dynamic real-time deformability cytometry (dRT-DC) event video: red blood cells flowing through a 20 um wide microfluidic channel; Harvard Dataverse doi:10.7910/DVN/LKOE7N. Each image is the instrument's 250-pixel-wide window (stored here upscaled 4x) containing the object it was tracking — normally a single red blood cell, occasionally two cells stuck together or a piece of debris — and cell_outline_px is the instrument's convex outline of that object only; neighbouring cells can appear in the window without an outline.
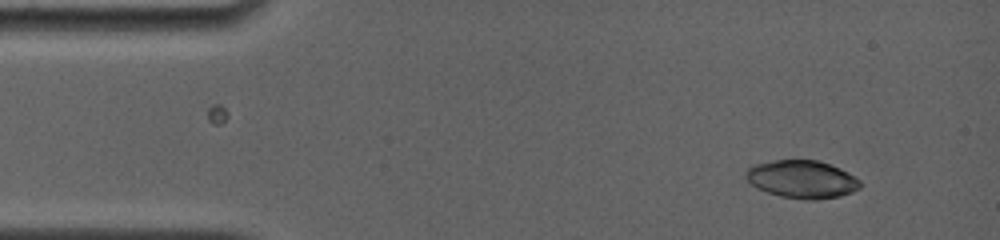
{"species": "common noctule bat (a hibernating species)", "species_latin": "Nyctalus noctula", "temperature_condition": "room temperature", "stored_images_in_passage": 5, "camera_frame_rate_fps": 4000, "um_per_image_px": 0.085, "animal": {"sex": "female", "body_mass_g": 19.0, "forearm_length_mm": 56.7}, "frame": {"image": 1, "passage_image": 1, "time_ms": 0.0, "image_size_px": [1000, 240], "cell_outline_px": [[860, 188], [852, 192], [840, 196], [816, 200], [804, 200], [780, 196], [756, 188], [744, 176], [744, 172], [752, 164], [776, 160], [820, 160], [840, 168], [848, 172], [860, 180]], "centroid_in_image_um": [68.16, 15.23], "position_along_channel_um": 16.8, "area_um2": 25.43}}
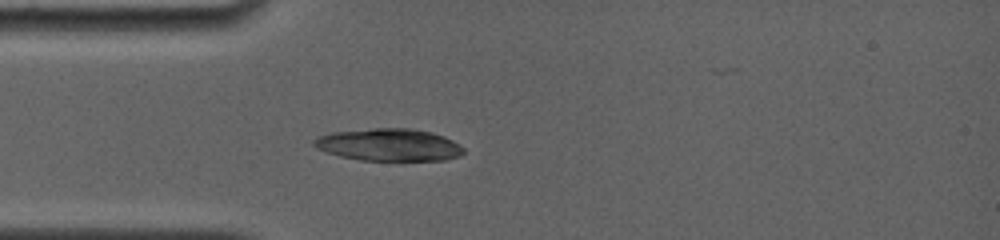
{"frame": {"image": 2, "passage_image": 5, "time_ms": 3.0, "image_size_px": [1000, 240], "cell_outline_px": [[464, 152], [460, 156], [444, 160], [360, 160], [340, 156], [316, 148], [312, 144], [312, 140], [320, 136], [332, 132], [372, 128], [412, 128], [432, 132], [444, 136], [460, 144], [464, 148]], "centroid_in_image_um": [33.08, 12.3], "position_along_channel_um": 51.9, "area_um2": 28.26}}